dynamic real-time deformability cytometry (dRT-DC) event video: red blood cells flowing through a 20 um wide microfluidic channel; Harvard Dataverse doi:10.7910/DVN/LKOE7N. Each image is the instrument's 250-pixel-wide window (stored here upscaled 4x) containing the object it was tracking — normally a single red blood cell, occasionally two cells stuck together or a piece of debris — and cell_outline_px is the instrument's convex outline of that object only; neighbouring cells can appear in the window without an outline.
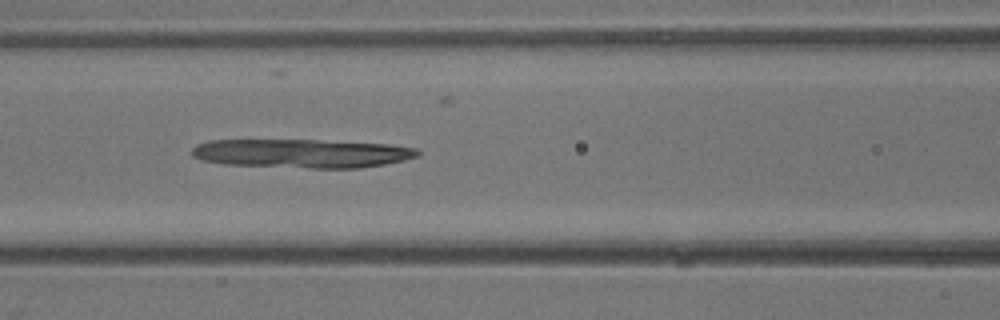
{"species": "common noctule bat (a hibernating species)", "species_latin": "Nyctalus noctula", "temperature_condition": "warm", "stored_images_in_passage": 20, "camera_frame_rate_fps": 3000, "um_per_image_px": 0.085, "animal": {"sex": "male", "body_mass_g": 13.3}, "frame": {"image": 1, "passage_image": 13, "time_ms": 4.0, "image_size_px": [1000, 320], "cell_outline_px": [[420, 156], [404, 160], [384, 164], [356, 168], [312, 168], [224, 164], [204, 160], [192, 156], [192, 148], [196, 144], [208, 140], [320, 140], [388, 144], [416, 148], [420, 152]], "centroid_in_image_um": [25.66, 13.03], "position_along_channel_um": 140.9, "area_um2": 37.86}}
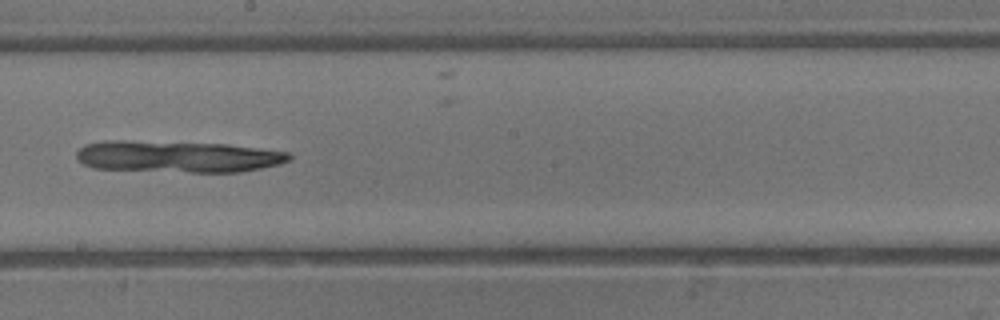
{"frame": {"image": 2, "passage_image": 17, "time_ms": 5.333, "image_size_px": [1000, 320], "cell_outline_px": [[292, 156], [288, 160], [280, 164], [240, 172], [192, 172], [92, 168], [76, 160], [76, 152], [84, 144], [104, 140], [128, 140], [228, 144], [288, 152]], "centroid_in_image_um": [15.05, 13.3], "position_along_channel_um": 233.2, "area_um2": 39.36}}
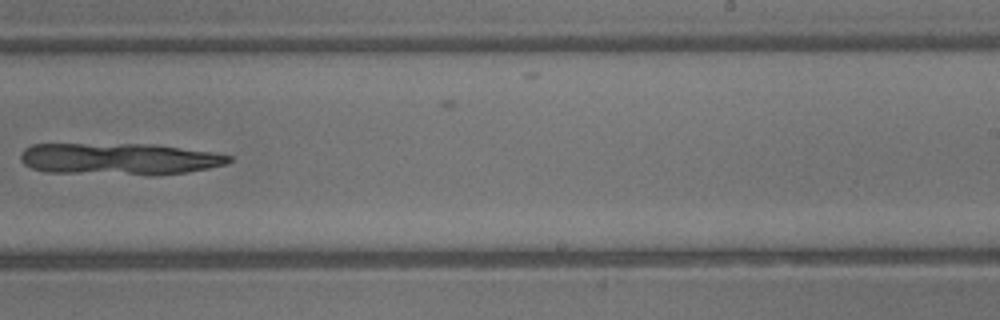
{"frame": {"image": 3, "passage_image": 19, "time_ms": 6.0, "image_size_px": [1000, 320], "cell_outline_px": [[232, 160], [224, 164], [208, 168], [188, 172], [152, 176], [148, 176], [48, 172], [32, 168], [24, 164], [20, 160], [20, 156], [24, 148], [32, 144], [152, 144], [212, 152], [232, 156]], "centroid_in_image_um": [10.12, 13.52], "position_along_channel_um": 278.9, "area_um2": 39.02}}